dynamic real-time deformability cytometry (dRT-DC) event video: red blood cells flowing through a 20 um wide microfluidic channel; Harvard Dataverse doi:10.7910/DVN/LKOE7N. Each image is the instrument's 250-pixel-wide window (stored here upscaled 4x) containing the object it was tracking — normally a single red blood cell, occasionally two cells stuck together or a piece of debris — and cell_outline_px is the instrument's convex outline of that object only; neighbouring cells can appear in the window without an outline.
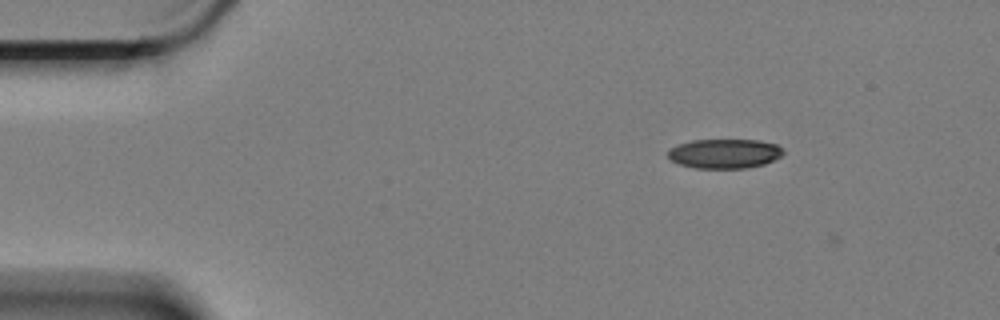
{"species": "Egyptian fruit bat (a non-hibernating species)", "species_latin": "Rousettus aegyptiacus", "temperature_condition": "cold", "stored_images_in_passage": 3, "camera_frame_rate_fps": 3000, "um_per_image_px": 0.085, "animal": {"sex": "female"}, "frame": {"image": 1, "passage_image": 1, "time_ms": 0.0, "image_size_px": [1000, 320], "cell_outline_px": [[784, 152], [780, 156], [764, 164], [748, 168], [696, 168], [680, 164], [672, 160], [668, 156], [668, 152], [672, 148], [680, 144], [692, 140], [756, 140], [776, 144]], "centroid_in_image_um": [61.59, 13.06], "position_along_channel_um": 23.4, "area_um2": 19.48}}
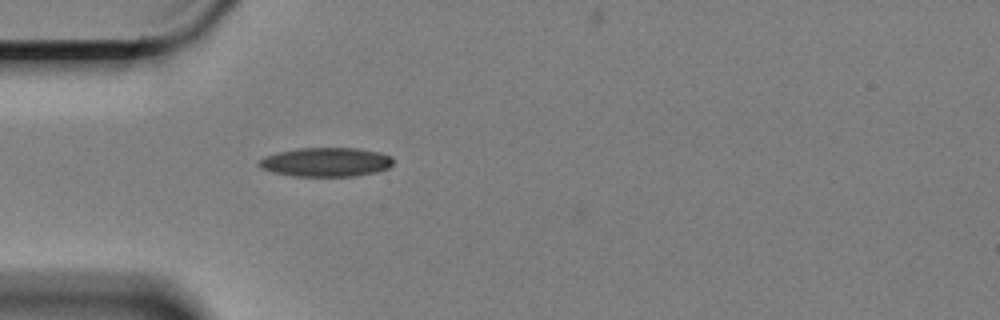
{"frame": {"image": 2, "passage_image": 3, "time_ms": 0.667, "image_size_px": [1000, 320], "cell_outline_px": [[392, 164], [388, 168], [372, 172], [352, 176], [296, 176], [272, 172], [260, 168], [256, 164], [264, 156], [276, 152], [296, 148], [360, 148], [380, 152], [392, 156]], "centroid_in_image_um": [27.66, 13.76], "position_along_channel_um": 57.3, "area_um2": 22.77}}